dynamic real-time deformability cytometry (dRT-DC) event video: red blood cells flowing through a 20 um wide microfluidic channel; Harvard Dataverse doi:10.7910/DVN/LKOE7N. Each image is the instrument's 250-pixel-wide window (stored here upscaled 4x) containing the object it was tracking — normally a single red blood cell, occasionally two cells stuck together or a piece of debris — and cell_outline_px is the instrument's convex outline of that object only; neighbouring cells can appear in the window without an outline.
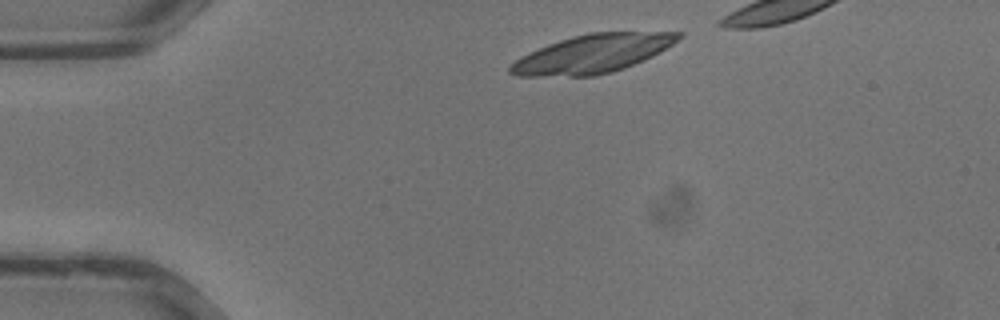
{"species": "common noctule bat (a hibernating species)", "species_latin": "Nyctalus noctula", "temperature_condition": "warm", "stored_images_in_passage": 9, "camera_frame_rate_fps": 3000, "um_per_image_px": 0.085, "animal": {"sex": "male", "body_mass_g": 13.3}, "frame": {"image": 1, "passage_image": 2, "time_ms": 0.333, "image_size_px": [1000, 320], "cell_outline_px": [[684, 36], [660, 52], [644, 60], [624, 68], [612, 72], [596, 76], [516, 76], [508, 72], [508, 68], [520, 56], [528, 52], [548, 44], [572, 36], [588, 32], [684, 32]], "centroid_in_image_um": [50.36, 4.57], "position_along_channel_um": 34.6, "area_um2": 37.69}}